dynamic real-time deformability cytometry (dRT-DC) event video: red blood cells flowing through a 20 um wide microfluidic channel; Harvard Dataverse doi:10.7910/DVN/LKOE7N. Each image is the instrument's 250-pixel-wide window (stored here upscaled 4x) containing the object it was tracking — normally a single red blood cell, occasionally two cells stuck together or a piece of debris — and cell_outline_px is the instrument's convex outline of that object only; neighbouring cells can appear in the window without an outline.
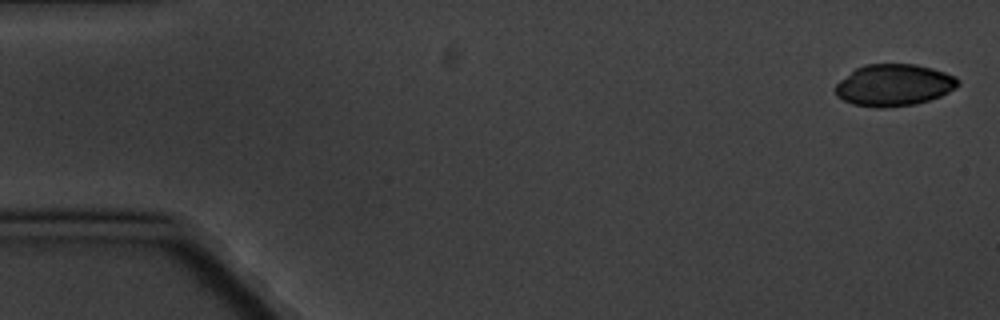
{"species": "common noctule bat (a hibernating species)", "species_latin": "Nyctalus noctula", "temperature_condition": "cold", "stored_images_in_passage": 5, "camera_frame_rate_fps": 3000, "um_per_image_px": 0.085, "animal": {"sex": "male", "body_mass_g": 20.1, "forearm_length_mm": 53.5}, "frame": {"image": 1, "passage_image": 1, "time_ms": 0.0, "image_size_px": [1000, 320], "cell_outline_px": [[960, 84], [956, 88], [940, 96], [916, 104], [884, 108], [876, 108], [852, 104], [836, 96], [836, 84], [840, 80], [856, 68], [864, 64], [916, 64], [932, 68], [956, 76], [960, 80]], "centroid_in_image_um": [76.0, 7.23], "position_along_channel_um": 9.0, "area_um2": 30.0}}